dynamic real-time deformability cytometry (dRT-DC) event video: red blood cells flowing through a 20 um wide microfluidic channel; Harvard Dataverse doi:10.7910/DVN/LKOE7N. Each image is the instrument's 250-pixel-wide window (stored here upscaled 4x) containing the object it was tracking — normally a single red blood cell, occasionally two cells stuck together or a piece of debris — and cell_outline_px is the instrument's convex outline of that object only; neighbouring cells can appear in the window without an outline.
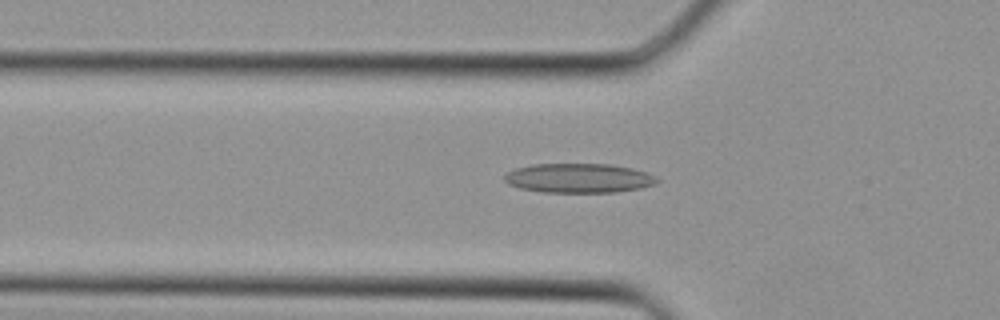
{"species": "Egyptian fruit bat (a non-hibernating species)", "species_latin": "Rousettus aegyptiacus", "temperature_condition": "cold", "stored_images_in_passage": 34, "camera_frame_rate_fps": 3000, "um_per_image_px": 0.085, "animal": {"sex": "female"}, "frame": {"image": 1, "passage_image": 12, "time_ms": 3.667, "image_size_px": [1000, 320], "cell_outline_px": [[660, 180], [656, 184], [640, 188], [616, 192], [544, 192], [520, 188], [508, 184], [504, 180], [504, 176], [508, 172], [516, 168], [532, 164], [612, 164], [632, 168], [648, 172], [656, 176]], "centroid_in_image_um": [49.23, 15.13], "position_along_channel_um": 76.6, "area_um2": 26.24}}
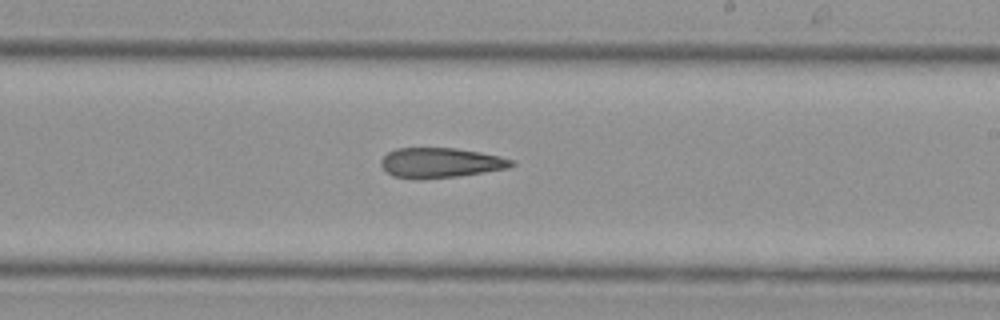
{"frame": {"image": 2, "passage_image": 21, "time_ms": 6.667, "image_size_px": [1000, 320], "cell_outline_px": [[516, 164], [508, 168], [484, 172], [456, 176], [392, 176], [380, 164], [380, 160], [388, 152], [396, 148], [456, 148], [480, 152], [500, 156], [512, 160]], "centroid_in_image_um": [37.49, 13.78], "position_along_channel_um": 251.5, "area_um2": 21.91}}
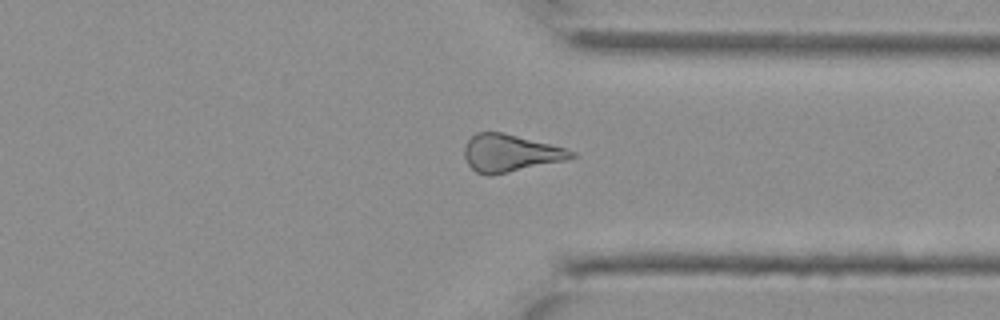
{"frame": {"image": 3, "passage_image": 27, "time_ms": 8.667, "image_size_px": [1000, 320], "cell_outline_px": [[576, 156], [568, 160], [488, 176], [476, 172], [468, 164], [464, 156], [464, 148], [468, 140], [476, 132], [504, 132], [568, 148], [576, 152]], "centroid_in_image_um": [43.4, 13.0], "position_along_channel_um": 368.0, "area_um2": 23.52}}